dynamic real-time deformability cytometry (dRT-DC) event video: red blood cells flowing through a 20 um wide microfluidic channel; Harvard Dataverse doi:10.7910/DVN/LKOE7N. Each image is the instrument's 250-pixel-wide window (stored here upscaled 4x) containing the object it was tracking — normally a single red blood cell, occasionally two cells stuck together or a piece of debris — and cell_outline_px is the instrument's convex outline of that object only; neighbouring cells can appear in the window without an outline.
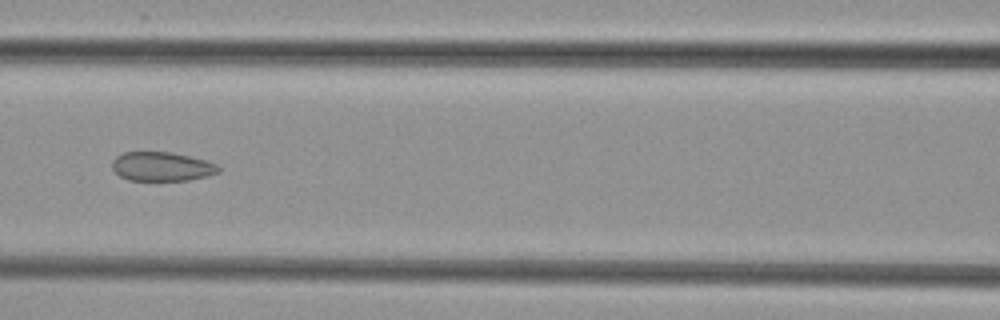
{"species": "common noctule bat (a hibernating species)", "species_latin": "Nyctalus noctula", "temperature_condition": "cold", "stored_images_in_passage": 9, "segment_of_instrument_passage": [1, 2], "camera_frame_rate_fps": 3000, "um_per_image_px": 0.085, "animal": {"sex": "female", "body_mass_g": 29.2, "forearm_length_mm": 56.3}, "frame": {"image": 1, "passage_image": 6, "time_ms": 6.0, "image_size_px": [1000, 320], "cell_outline_px": [[220, 172], [208, 176], [188, 180], [128, 180], [120, 176], [112, 168], [112, 160], [116, 156], [124, 152], [172, 152], [204, 160], [216, 164], [220, 168]], "centroid_in_image_um": [13.74, 14.15], "position_along_channel_um": 152.9, "area_um2": 17.98}}
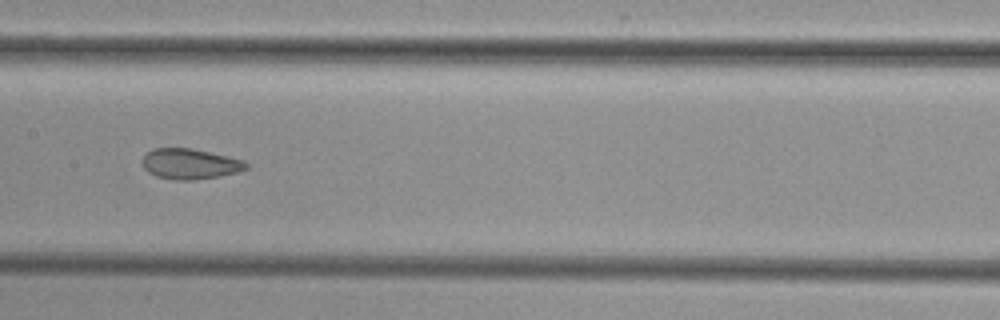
{"frame": {"image": 2, "passage_image": 7, "time_ms": 7.0, "image_size_px": [1000, 320], "cell_outline_px": [[248, 168], [236, 172], [220, 176], [192, 180], [176, 180], [156, 176], [148, 172], [144, 168], [144, 156], [152, 148], [192, 148], [244, 160], [248, 164]], "centroid_in_image_um": [16.16, 13.93], "position_along_channel_um": 191.2, "area_um2": 18.26}}
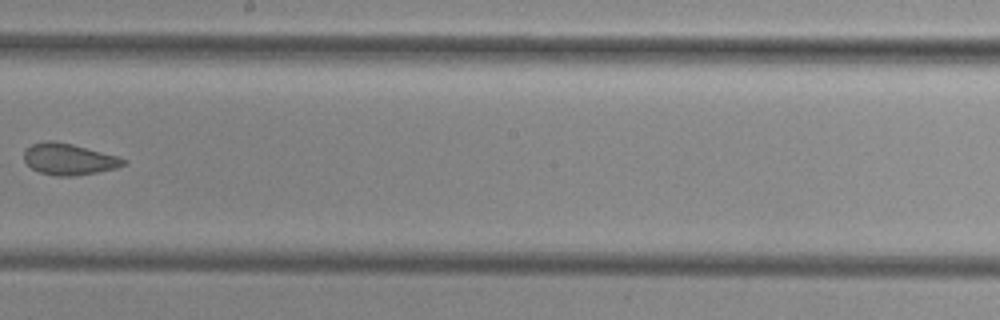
{"frame": {"image": 3, "passage_image": 8, "time_ms": 8.333, "image_size_px": [1000, 320], "cell_outline_px": [[128, 164], [116, 168], [76, 176], [56, 176], [40, 172], [32, 168], [24, 160], [24, 152], [32, 144], [44, 140], [56, 140], [72, 144], [116, 156], [128, 160]], "centroid_in_image_um": [5.86, 13.53], "position_along_channel_um": 242.3, "area_um2": 18.15}}